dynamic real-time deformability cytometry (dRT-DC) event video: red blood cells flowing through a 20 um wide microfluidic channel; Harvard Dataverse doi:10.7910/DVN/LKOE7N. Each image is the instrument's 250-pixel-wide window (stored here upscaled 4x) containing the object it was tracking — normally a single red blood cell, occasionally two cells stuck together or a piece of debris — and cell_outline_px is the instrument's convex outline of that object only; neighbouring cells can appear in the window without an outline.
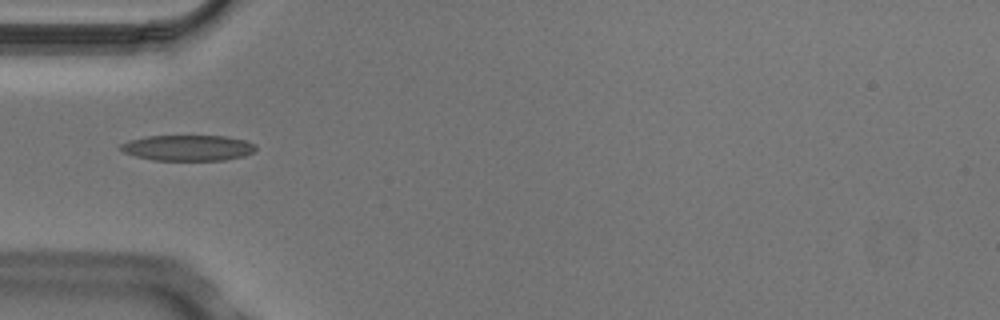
{"species": "Egyptian fruit bat (a non-hibernating species)", "species_latin": "Rousettus aegyptiacus", "temperature_condition": "cold", "stored_images_in_passage": 5, "camera_frame_rate_fps": 3000, "um_per_image_px": 0.085, "animal": {"sex": "male"}, "frame": {"image": 1, "passage_image": 5, "time_ms": 1.333, "image_size_px": [1000, 320], "cell_outline_px": [[256, 148], [252, 152], [244, 156], [224, 160], [152, 160], [136, 156], [124, 152], [120, 148], [120, 144], [128, 140], [148, 136], [228, 136], [244, 140], [256, 144]], "centroid_in_image_um": [15.98, 12.56], "position_along_channel_um": 69.0, "area_um2": 20.23}}